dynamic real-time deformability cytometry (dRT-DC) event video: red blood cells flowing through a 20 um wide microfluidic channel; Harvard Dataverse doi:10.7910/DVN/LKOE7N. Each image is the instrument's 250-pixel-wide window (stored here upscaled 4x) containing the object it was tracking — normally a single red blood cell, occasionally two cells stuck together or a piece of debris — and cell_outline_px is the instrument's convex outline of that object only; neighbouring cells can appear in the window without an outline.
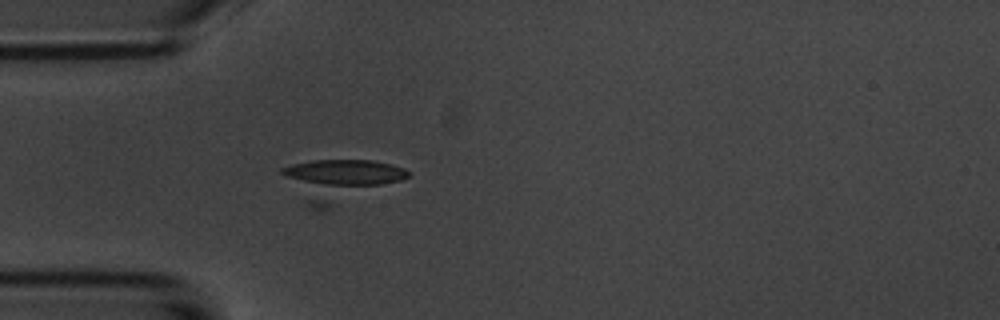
{"species": "common noctule bat (a hibernating species)", "species_latin": "Nyctalus noctula", "temperature_condition": "room temperature", "stored_images_in_passage": 5, "camera_frame_rate_fps": 3000, "um_per_image_px": 0.085, "animal": {"sex": "male", "body_mass_g": 20.1, "forearm_length_mm": 53.5}, "frame": {"image": 1, "passage_image": 5, "time_ms": 5.667, "image_size_px": [1000, 320], "cell_outline_px": [[412, 176], [320, 212], [308, 208], [304, 204], [280, 172], [280, 168], [292, 164], [312, 160], [372, 160], [392, 164], [404, 168]], "centroid_in_image_um": [28.83, 15.33], "position_along_channel_um": 56.2, "area_um2": 30.81}}